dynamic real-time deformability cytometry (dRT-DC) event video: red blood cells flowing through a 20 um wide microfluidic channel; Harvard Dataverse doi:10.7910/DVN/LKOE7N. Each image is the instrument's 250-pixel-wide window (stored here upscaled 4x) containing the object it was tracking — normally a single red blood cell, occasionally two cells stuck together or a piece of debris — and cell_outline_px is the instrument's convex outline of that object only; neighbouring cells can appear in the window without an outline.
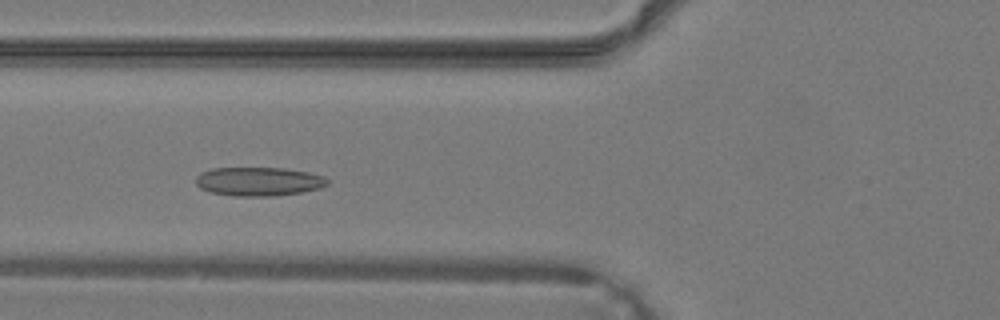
{"species": "common noctule bat (a hibernating species)", "species_latin": "Nyctalus noctula", "temperature_condition": "warm", "stored_images_in_passage": 30, "camera_frame_rate_fps": 3000, "um_per_image_px": 0.085, "animal": {"sex": "male", "body_mass_g": 19.2, "forearm_length_mm": 51.8}, "frame": {"image": 1, "passage_image": 10, "time_ms": 3.0, "image_size_px": [1000, 320], "cell_outline_px": [[332, 180], [328, 184], [320, 188], [300, 192], [272, 196], [236, 196], [212, 192], [200, 188], [196, 184], [196, 176], [200, 172], [212, 168], [284, 168], [308, 172], [324, 176]], "centroid_in_image_um": [22.01, 15.42], "position_along_channel_um": 103.8, "area_um2": 22.14}}
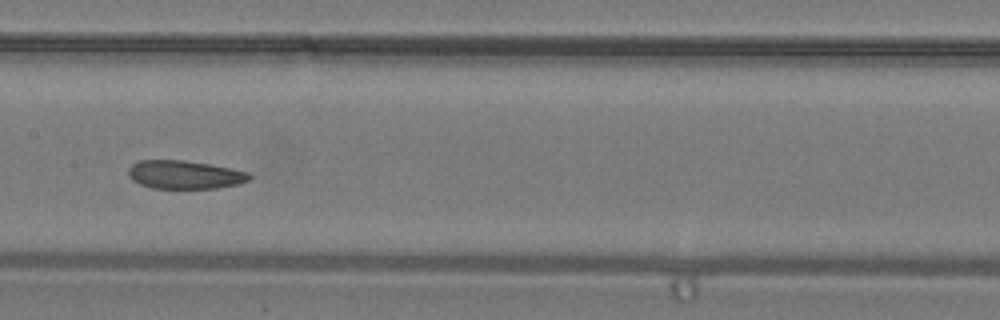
{"frame": {"image": 2, "passage_image": 15, "time_ms": 4.667, "image_size_px": [1000, 320], "cell_outline_px": [[252, 176], [248, 180], [240, 184], [216, 188], [152, 188], [140, 184], [132, 180], [128, 176], [128, 168], [132, 164], [140, 160], [184, 160], [232, 168], [248, 172]], "centroid_in_image_um": [15.69, 14.84], "position_along_channel_um": 191.7, "area_um2": 20.06}}
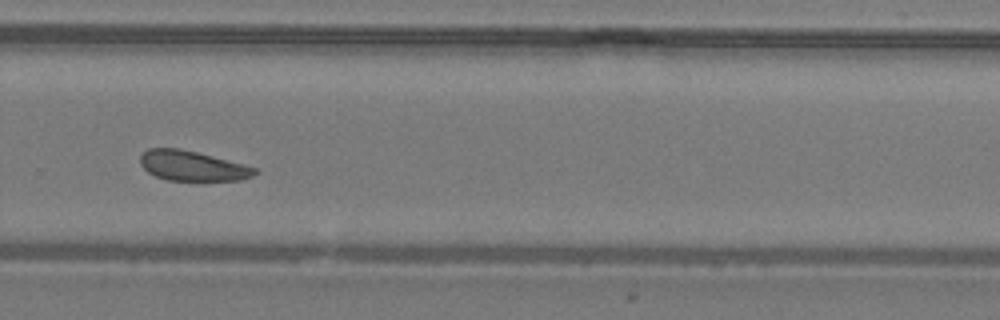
{"frame": {"image": 3, "passage_image": 22, "time_ms": 7.0, "image_size_px": [1000, 320], "cell_outline_px": [[260, 172], [252, 176], [240, 180], [168, 180], [156, 176], [148, 172], [140, 164], [140, 156], [148, 148], [180, 148], [244, 164], [256, 168]], "centroid_in_image_um": [16.35, 14.09], "position_along_channel_um": 313.4, "area_um2": 19.88}}